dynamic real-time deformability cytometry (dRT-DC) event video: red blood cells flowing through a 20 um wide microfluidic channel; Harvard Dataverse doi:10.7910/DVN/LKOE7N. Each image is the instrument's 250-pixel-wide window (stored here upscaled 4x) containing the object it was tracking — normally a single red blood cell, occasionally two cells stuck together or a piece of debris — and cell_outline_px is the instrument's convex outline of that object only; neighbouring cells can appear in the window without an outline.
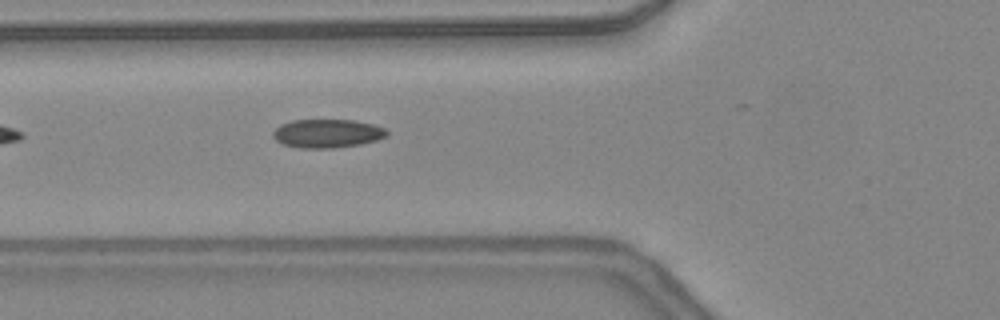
{"species": "common noctule bat (a hibernating species)", "species_latin": "Nyctalus noctula", "temperature_condition": "warm", "stored_images_in_passage": 26, "camera_frame_rate_fps": 3000, "um_per_image_px": 0.085, "animal": {"sex": "female", "body_mass_g": 24.6, "forearm_length_mm": 56.2}, "frame": {"image": 1, "passage_image": 4, "time_ms": 1.0, "image_size_px": [1000, 320], "cell_outline_px": [[388, 136], [376, 140], [360, 144], [332, 148], [300, 148], [284, 144], [276, 140], [272, 136], [272, 132], [280, 124], [292, 120], [356, 120], [372, 124], [384, 128], [388, 132]], "centroid_in_image_um": [27.81, 11.34], "position_along_channel_um": 98.0, "area_um2": 18.96}, "authors_computed_cell_mechanics": {"area_um2": 18.5827, "velocity_mm_per_s": 4.4115, "shape_relaxation_time_tau1_ms": null, "shape_relaxation_time_tau2_ms": 1.1868, "deformation_change_tau1": null, "deformation_change_tau2": 0.0533}}